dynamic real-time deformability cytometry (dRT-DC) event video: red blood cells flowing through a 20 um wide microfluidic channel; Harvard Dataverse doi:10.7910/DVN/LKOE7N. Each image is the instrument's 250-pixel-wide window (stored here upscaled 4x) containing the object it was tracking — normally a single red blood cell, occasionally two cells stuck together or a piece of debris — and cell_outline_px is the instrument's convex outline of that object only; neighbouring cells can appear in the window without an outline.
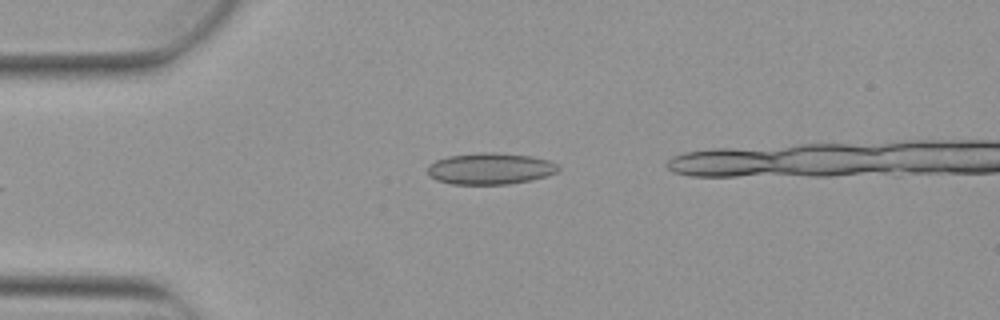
{"species": "Egyptian fruit bat (a non-hibernating species)", "species_latin": "Rousettus aegyptiacus", "temperature_condition": "warm", "stored_images_in_passage": 5, "camera_frame_rate_fps": 3000, "um_per_image_px": 0.085, "animal": {"sex": "female"}, "frame": {"image": 1, "passage_image": 3, "time_ms": 0.667, "image_size_px": [1000, 320], "cell_outline_px": [[560, 168], [556, 172], [548, 176], [532, 180], [508, 184], [452, 184], [436, 180], [428, 172], [428, 164], [436, 160], [448, 156], [476, 152], [496, 152], [532, 156], [548, 160], [560, 164]], "centroid_in_image_um": [41.7, 14.32], "position_along_channel_um": 43.3, "area_um2": 24.22}}